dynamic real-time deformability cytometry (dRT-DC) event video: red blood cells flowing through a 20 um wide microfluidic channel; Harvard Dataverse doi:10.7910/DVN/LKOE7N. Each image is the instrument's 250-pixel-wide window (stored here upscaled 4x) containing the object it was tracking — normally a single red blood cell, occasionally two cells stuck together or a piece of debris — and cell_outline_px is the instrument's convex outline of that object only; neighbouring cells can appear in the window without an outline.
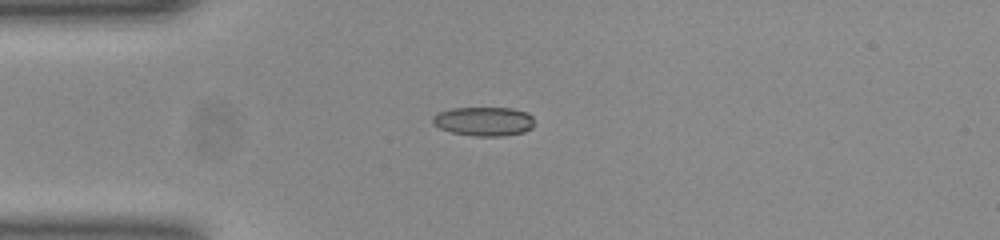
{"species": "common noctule bat (a hibernating species)", "species_latin": "Nyctalus noctula", "temperature_condition": "room temperature", "stored_images_in_passage": 40, "camera_frame_rate_fps": 3000, "um_per_image_px": 0.085, "animal": {"sex": "female", "body_mass_g": 23.0, "forearm_length_mm": 53.4}, "frame": {"image": 1, "passage_image": 1, "time_ms": 0.0, "image_size_px": [1000, 240], "cell_outline_px": [[532, 128], [524, 132], [504, 136], [472, 136], [452, 132], [440, 128], [432, 124], [432, 116], [436, 112], [452, 108], [512, 108], [528, 112], [532, 116]], "centroid_in_image_um": [41.1, 10.31], "position_along_channel_um": 43.9, "area_um2": 17.4}}
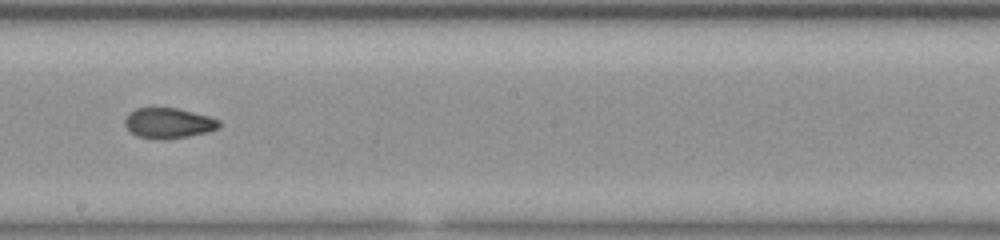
{"frame": {"image": 2, "passage_image": 17, "time_ms": 5.333, "image_size_px": [1000, 240], "cell_outline_px": [[220, 124], [216, 128], [208, 132], [188, 136], [164, 140], [156, 140], [136, 136], [124, 124], [124, 120], [128, 112], [136, 108], [176, 108], [208, 116], [220, 120]], "centroid_in_image_um": [14.28, 10.47], "position_along_channel_um": 233.9, "area_um2": 16.7}}
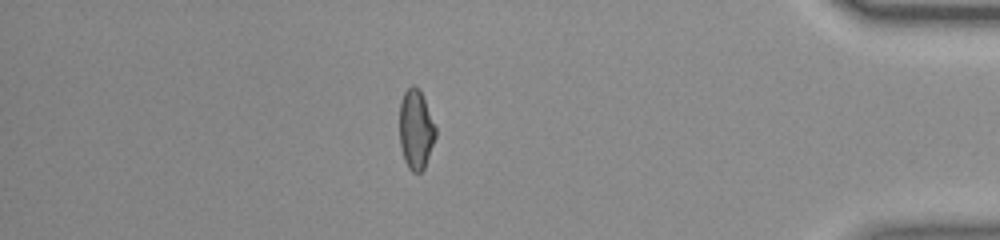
{"frame": {"image": 3, "passage_image": 33, "time_ms": 10.667, "image_size_px": [1000, 240], "cell_outline_px": [[436, 136], [424, 168], [420, 172], [412, 172], [408, 168], [404, 160], [400, 148], [400, 100], [404, 92], [412, 84], [416, 84], [420, 88], [436, 128]], "centroid_in_image_um": [35.34, 10.97], "position_along_channel_um": 399.9, "area_um2": 16.88}, "authors_computed_cell_mechanics": {"area_um2": 16.8776, "velocity_mm_per_s": 3.8986, "shape_relaxation_time_tau1_ms": null, "shape_relaxation_time_tau2_ms": 1.9584, "deformation_change_tau1": null, "deformation_change_tau2": 0.0708}}